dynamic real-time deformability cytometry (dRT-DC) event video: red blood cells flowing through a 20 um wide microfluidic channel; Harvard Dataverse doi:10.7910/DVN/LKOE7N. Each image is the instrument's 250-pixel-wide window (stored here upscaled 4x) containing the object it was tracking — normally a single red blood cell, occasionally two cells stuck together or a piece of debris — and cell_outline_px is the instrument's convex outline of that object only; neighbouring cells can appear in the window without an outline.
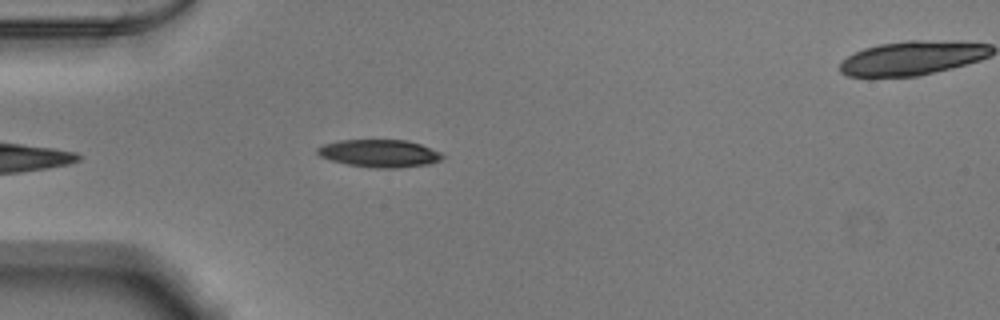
{"species": "Egyptian fruit bat (a non-hibernating species)", "species_latin": "Rousettus aegyptiacus", "temperature_condition": "warm", "stored_images_in_passage": 37, "camera_frame_rate_fps": 3000, "um_per_image_px": 0.085, "animal": {"sex": "male"}, "frame": {"image": 1, "passage_image": 2, "time_ms": 0.333, "image_size_px": [1000, 320], "cell_outline_px": [[444, 156], [440, 160], [428, 164], [396, 168], [376, 168], [348, 164], [332, 160], [320, 156], [316, 152], [316, 148], [324, 144], [340, 140], [408, 140], [420, 144], [440, 152]], "centroid_in_image_um": [32.25, 13.03], "position_along_channel_um": 52.8, "area_um2": 19.94}}
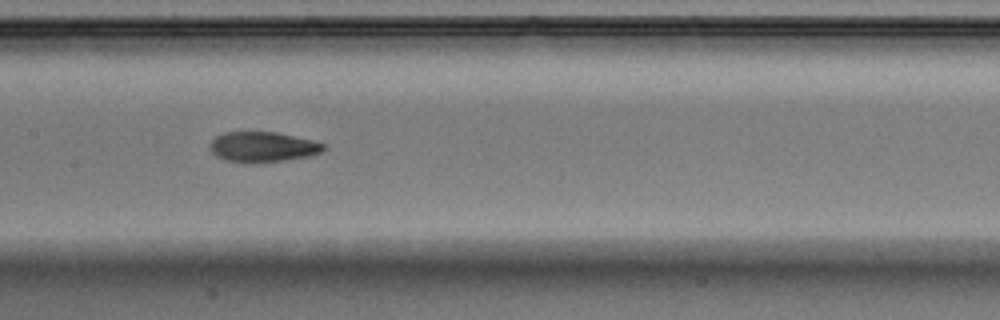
{"frame": {"image": 2, "passage_image": 13, "time_ms": 4.0, "image_size_px": [1000, 320], "cell_outline_px": [[328, 148], [320, 152], [308, 156], [284, 160], [256, 164], [224, 160], [216, 156], [208, 148], [212, 140], [216, 136], [224, 132], [276, 132], [312, 140], [324, 144]], "centroid_in_image_um": [22.3, 12.5], "position_along_channel_um": 185.1, "area_um2": 20.17}}
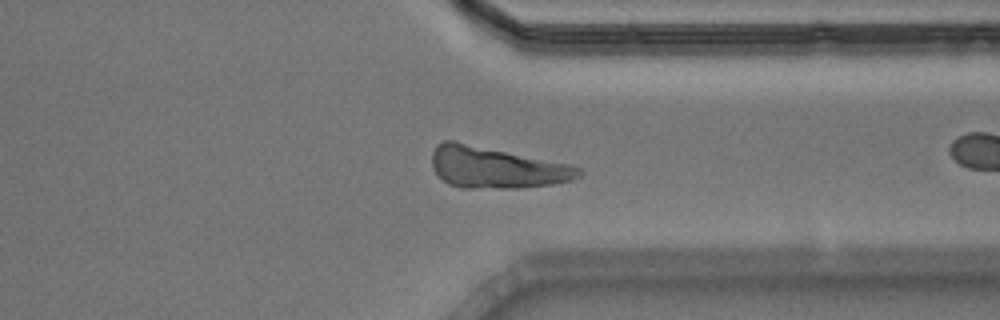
{"frame": {"image": 3, "passage_image": 24, "time_ms": 7.667, "image_size_px": [1000, 320], "cell_outline_px": [[584, 172], [580, 176], [572, 180], [552, 184], [516, 188], [460, 188], [448, 184], [432, 168], [432, 152], [436, 144], [444, 140], [456, 140], [568, 164], [580, 168]], "centroid_in_image_um": [42.14, 14.23], "position_along_channel_um": 369.3, "area_um2": 35.6}}